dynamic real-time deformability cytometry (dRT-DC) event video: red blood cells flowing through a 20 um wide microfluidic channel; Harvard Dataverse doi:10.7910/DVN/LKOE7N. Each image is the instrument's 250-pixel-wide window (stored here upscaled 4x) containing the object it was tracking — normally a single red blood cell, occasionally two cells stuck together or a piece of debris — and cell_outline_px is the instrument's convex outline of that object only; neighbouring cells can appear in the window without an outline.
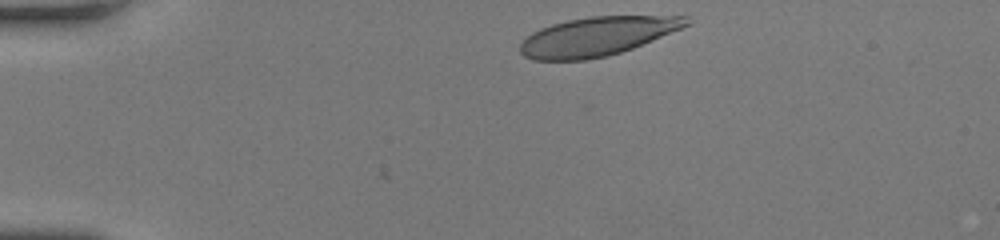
{"species": "human", "species_latin": "Homo sapiens", "temperature_condition": "room temperature", "stored_images_in_passage": 34, "camera_frame_rate_fps": 3000, "um_per_image_px": 0.085, "donor": {"sex": "female"}, "frame": {"image": 1, "passage_image": 1, "time_ms": 0.0, "image_size_px": [1000, 240], "cell_outline_px": [[692, 20], [688, 24], [680, 28], [652, 40], [632, 48], [608, 56], [584, 60], [532, 60], [524, 56], [520, 52], [520, 44], [532, 32], [540, 28], [552, 24], [568, 20], [592, 16], [688, 16]], "centroid_in_image_um": [50.72, 3.09], "position_along_channel_um": 34.3, "area_um2": 37.34}}
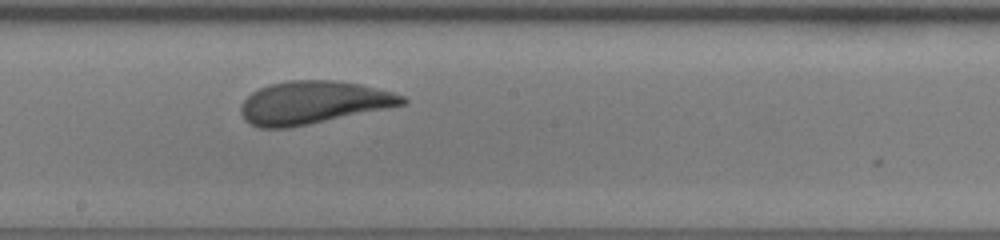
{"frame": {"image": 2, "passage_image": 20, "time_ms": 6.333, "image_size_px": [1000, 240], "cell_outline_px": [[408, 100], [404, 104], [308, 124], [288, 128], [260, 128], [244, 120], [240, 112], [240, 108], [244, 100], [252, 92], [268, 84], [288, 80], [336, 80], [360, 84], [392, 92], [404, 96]], "centroid_in_image_um": [26.57, 8.7], "position_along_channel_um": 221.6, "area_um2": 39.94}}
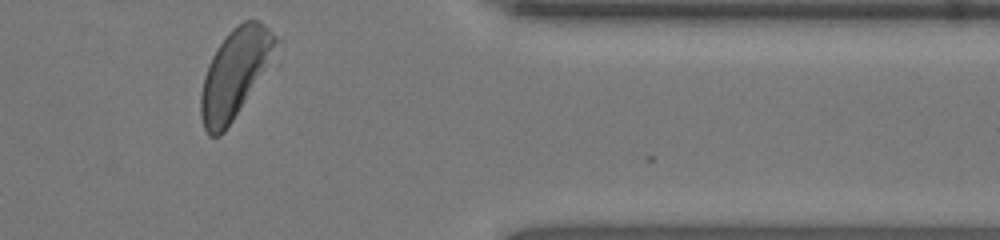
{"frame": {"image": 3, "passage_image": 34, "time_ms": 11.0, "image_size_px": [1000, 240], "cell_outline_px": [[280, 40], [272, 64], [224, 132], [220, 136], [208, 136], [204, 128], [200, 116], [200, 96], [204, 76], [208, 64], [216, 48], [228, 32], [232, 28], [244, 20], [260, 20]], "centroid_in_image_um": [20.0, 6.23], "position_along_channel_um": 391.4, "area_um2": 39.19}, "authors_computed_cell_mechanics": {"area_um2": 40.0265, "velocity_mm_per_s": 3.9705, "shape_relaxation_time_tau1_ms": 3.788, "shape_relaxation_time_tau2_ms": 1.2215, "deformation_change_tau1": 0.1597, "deformation_change_tau2": 0.0766}}